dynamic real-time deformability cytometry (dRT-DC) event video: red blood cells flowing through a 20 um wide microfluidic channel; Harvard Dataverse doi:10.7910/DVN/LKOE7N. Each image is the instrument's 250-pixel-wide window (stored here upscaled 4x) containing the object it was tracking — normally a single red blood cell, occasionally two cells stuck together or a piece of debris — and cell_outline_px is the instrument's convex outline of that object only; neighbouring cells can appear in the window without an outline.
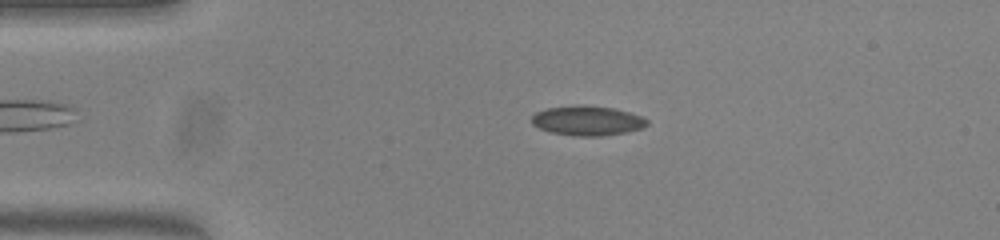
{"species": "common noctule bat (a hibernating species)", "species_latin": "Nyctalus noctula", "temperature_condition": "warm", "stored_images_in_passage": 54, "camera_frame_rate_fps": 3000, "um_per_image_px": 0.085, "animal": {"sex": "female", "body_mass_g": 23.0, "forearm_length_mm": 53.4}, "frame": {"image": 1, "passage_image": 11, "time_ms": 3.333, "image_size_px": [1000, 240], "cell_outline_px": [[648, 124], [644, 128], [624, 132], [600, 136], [572, 136], [552, 132], [540, 128], [532, 124], [532, 116], [536, 112], [548, 108], [576, 104], [580, 104], [612, 108], [628, 112], [640, 116], [648, 120]], "centroid_in_image_um": [49.92, 10.25], "position_along_channel_um": 35.1, "area_um2": 19.88}}
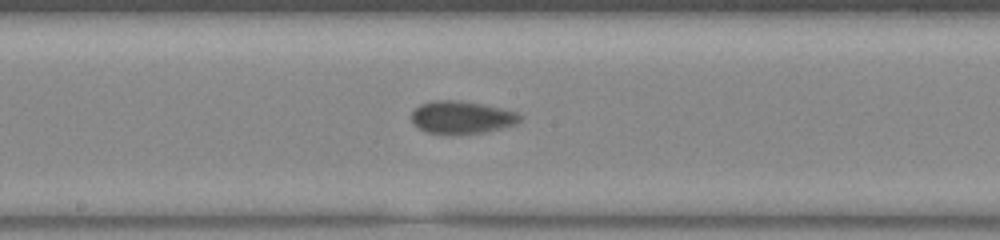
{"frame": {"image": 2, "passage_image": 28, "time_ms": 9.0, "image_size_px": [1000, 240], "cell_outline_px": [[520, 120], [516, 124], [484, 132], [428, 132], [420, 128], [412, 120], [412, 112], [420, 104], [432, 100], [460, 100], [500, 108], [516, 112], [520, 116]], "centroid_in_image_um": [39.24, 9.93], "position_along_channel_um": 209.0, "area_um2": 19.83}}
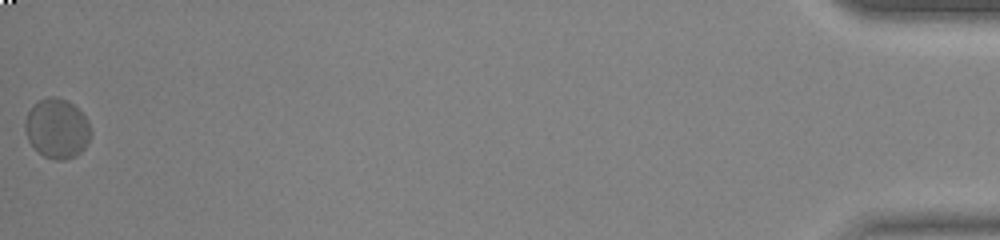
{"frame": {"image": 3, "passage_image": 54, "time_ms": 17.667, "image_size_px": [1000, 240], "cell_outline_px": [[92, 136], [84, 148], [76, 156], [64, 160], [56, 160], [44, 156], [28, 140], [24, 128], [24, 124], [28, 112], [32, 104], [48, 96], [56, 96], [72, 104], [88, 120], [92, 132]], "centroid_in_image_um": [4.85, 10.92], "position_along_channel_um": 430.3, "area_um2": 22.83}, "authors_computed_cell_mechanics": {"area_um2": 20.1722, "velocity_mm_per_s": 3.7408, "shape_relaxation_time_tau1_ms": 3.215, "shape_relaxation_time_tau2_ms": null, "deformation_change_tau1": 0.076, "deformation_change_tau2": null}}